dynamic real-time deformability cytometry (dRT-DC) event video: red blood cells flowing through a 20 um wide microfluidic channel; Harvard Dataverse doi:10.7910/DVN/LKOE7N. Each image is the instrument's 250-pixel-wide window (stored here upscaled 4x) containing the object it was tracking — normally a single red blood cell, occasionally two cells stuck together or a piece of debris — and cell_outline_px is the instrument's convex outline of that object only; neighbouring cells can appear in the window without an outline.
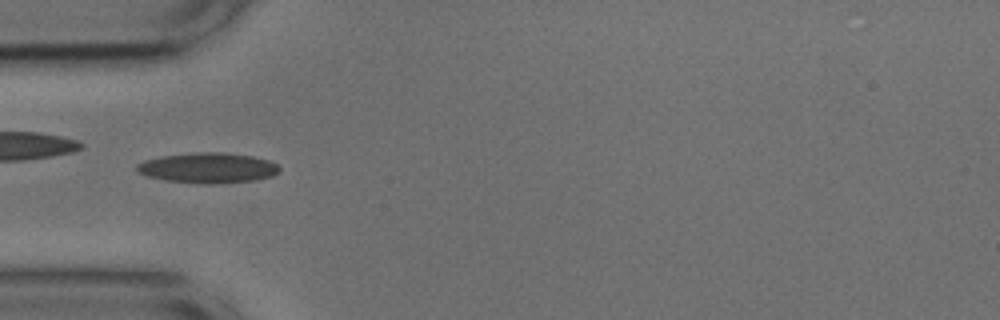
{"species": "common noctule bat (a hibernating species)", "species_latin": "Nyctalus noctula", "temperature_condition": "cold", "stored_images_in_passage": 51, "camera_frame_rate_fps": 3000, "um_per_image_px": 0.085, "animal": {"sex": "male", "body_mass_g": 17.9, "forearm_length_mm": 54.2}, "frame": {"image": 1, "passage_image": 15, "time_ms": 4.667, "image_size_px": [1000, 320], "cell_outline_px": [[280, 172], [272, 176], [256, 180], [212, 184], [208, 184], [168, 180], [148, 176], [136, 172], [136, 164], [144, 160], [164, 156], [196, 152], [220, 152], [252, 156], [268, 160], [276, 164], [280, 168]], "centroid_in_image_um": [17.69, 14.27], "position_along_channel_um": 67.3, "area_um2": 25.03}, "authors_computed_cell_mechanics": {"area_um2": 22.3686, "velocity_mm_per_s": 3.7455, "shape_relaxation_time_tau1_ms": 5.0202, "shape_relaxation_time_tau2_ms": 3.7687, "deformation_change_tau1": 0.1743, "deformation_change_tau2": 0.1118}}